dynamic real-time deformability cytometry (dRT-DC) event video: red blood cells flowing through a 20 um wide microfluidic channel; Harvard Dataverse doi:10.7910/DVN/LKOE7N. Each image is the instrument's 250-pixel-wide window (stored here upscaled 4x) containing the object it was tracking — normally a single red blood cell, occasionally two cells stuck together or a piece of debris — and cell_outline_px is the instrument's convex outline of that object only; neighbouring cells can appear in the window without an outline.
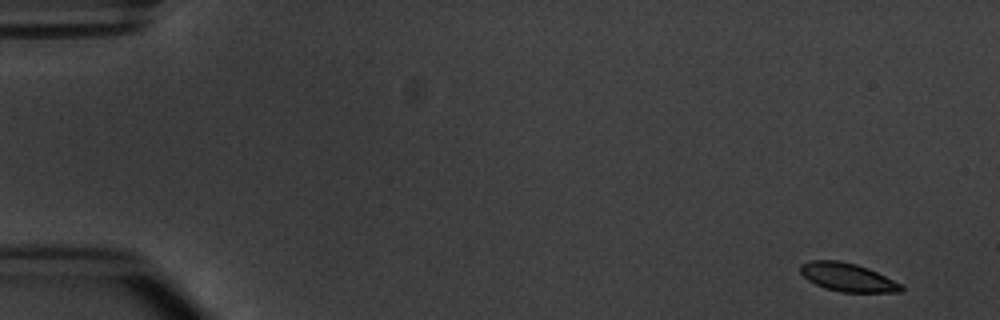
{"species": "common noctule bat (a hibernating species)", "species_latin": "Nyctalus noctula", "temperature_condition": "warm", "stored_images_in_passage": 9, "camera_frame_rate_fps": 3000, "um_per_image_px": 0.085, "animal": {"sex": "male", "body_mass_g": 20.1, "forearm_length_mm": 53.5}, "frame": {"image": 1, "passage_image": 1, "time_ms": 0.0, "image_size_px": [1000, 320], "cell_outline_px": [[904, 288], [900, 292], [840, 292], [824, 288], [808, 280], [800, 272], [800, 264], [812, 260], [840, 260], [856, 264], [868, 268], [900, 284]], "centroid_in_image_um": [72.0, 23.56], "position_along_channel_um": 13.0, "area_um2": 16.53}}
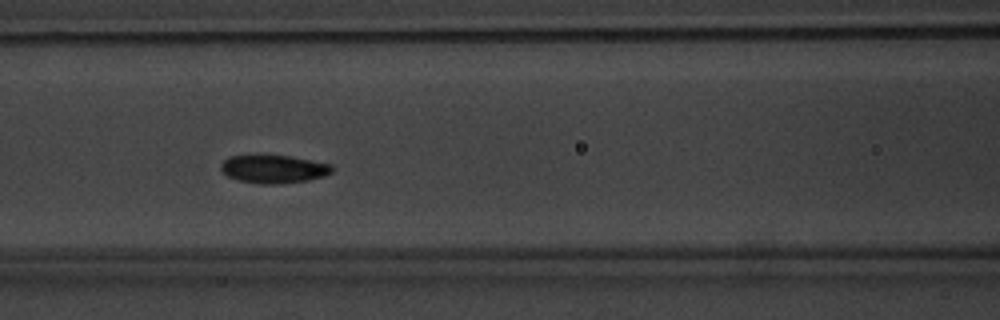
{"frame": {"image": 2, "passage_image": 7, "time_ms": 7.0, "image_size_px": [1000, 320], "cell_outline_px": [[336, 168], [332, 172], [324, 176], [308, 180], [280, 184], [260, 184], [236, 180], [228, 176], [220, 168], [220, 164], [228, 156], [288, 156], [332, 164]], "centroid_in_image_um": [23.28, 14.38], "position_along_channel_um": 143.3, "area_um2": 18.21}}
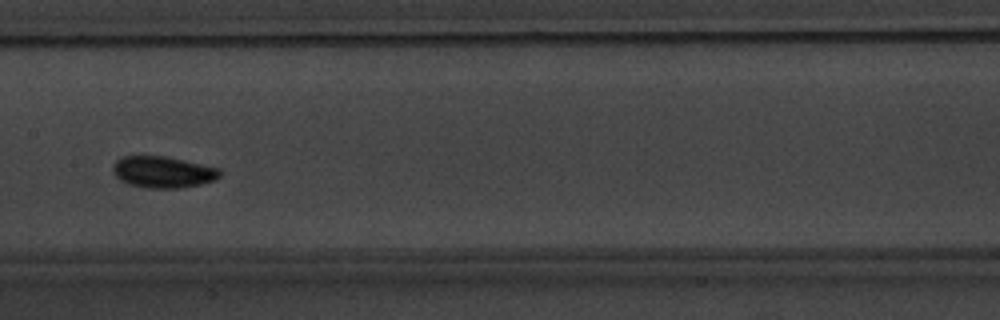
{"frame": {"image": 3, "passage_image": 8, "time_ms": 8.333, "image_size_px": [1000, 320], "cell_outline_px": [[220, 176], [216, 180], [200, 184], [180, 188], [148, 188], [128, 184], [120, 180], [112, 172], [112, 164], [116, 160], [124, 156], [164, 156], [220, 168]], "centroid_in_image_um": [13.83, 14.63], "position_along_channel_um": 193.6, "area_um2": 19.65}}